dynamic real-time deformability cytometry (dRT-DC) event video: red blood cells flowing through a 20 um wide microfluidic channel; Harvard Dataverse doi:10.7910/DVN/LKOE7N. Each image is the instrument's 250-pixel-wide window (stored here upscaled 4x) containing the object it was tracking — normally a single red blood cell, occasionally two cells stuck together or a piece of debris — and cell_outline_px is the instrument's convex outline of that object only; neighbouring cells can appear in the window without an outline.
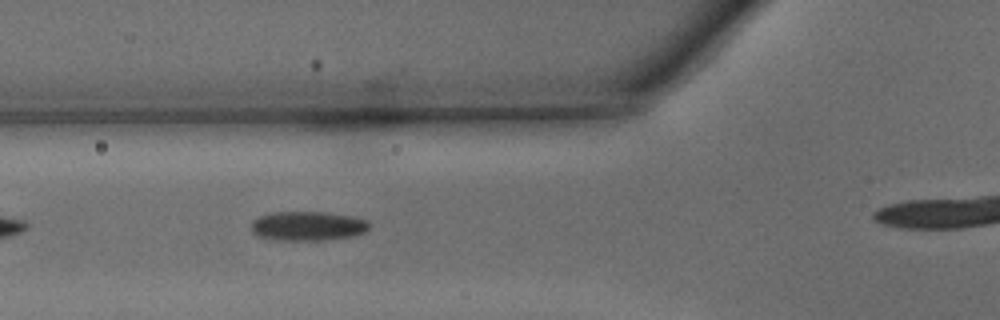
{"species": "common noctule bat (a hibernating species)", "species_latin": "Nyctalus noctula", "temperature_condition": "warm", "stored_images_in_passage": 14, "camera_frame_rate_fps": 3000, "um_per_image_px": 0.085, "animal": {"sex": "male", "body_mass_g": 15.6}, "frame": {"image": 1, "passage_image": 5, "time_ms": 1.333, "image_size_px": [1000, 320], "cell_outline_px": [[372, 224], [364, 232], [352, 236], [324, 240], [280, 240], [260, 236], [252, 232], [252, 220], [260, 216], [276, 212], [324, 212], [356, 216], [368, 220]], "centroid_in_image_um": [26.22, 19.2], "position_along_channel_um": 99.6, "area_um2": 20.17}}
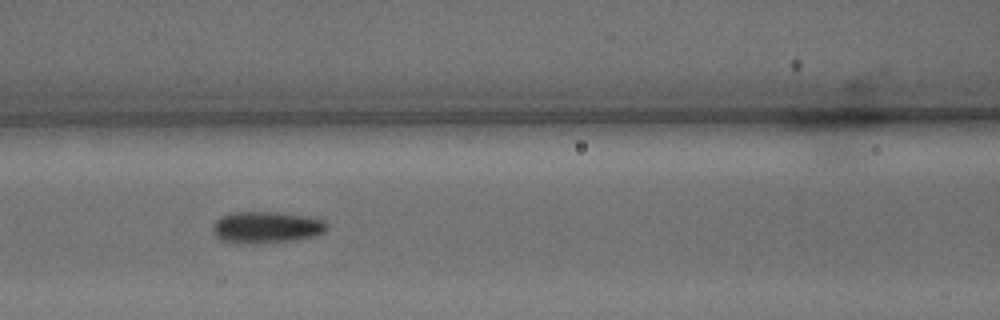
{"frame": {"image": 2, "passage_image": 8, "time_ms": 2.333, "image_size_px": [1000, 320], "cell_outline_px": [[328, 228], [324, 232], [316, 236], [292, 240], [256, 244], [232, 244], [220, 240], [216, 236], [212, 228], [212, 224], [220, 216], [232, 212], [276, 212], [304, 216], [324, 220], [328, 224]], "centroid_in_image_um": [22.6, 19.34], "position_along_channel_um": 144.0, "area_um2": 21.39}}